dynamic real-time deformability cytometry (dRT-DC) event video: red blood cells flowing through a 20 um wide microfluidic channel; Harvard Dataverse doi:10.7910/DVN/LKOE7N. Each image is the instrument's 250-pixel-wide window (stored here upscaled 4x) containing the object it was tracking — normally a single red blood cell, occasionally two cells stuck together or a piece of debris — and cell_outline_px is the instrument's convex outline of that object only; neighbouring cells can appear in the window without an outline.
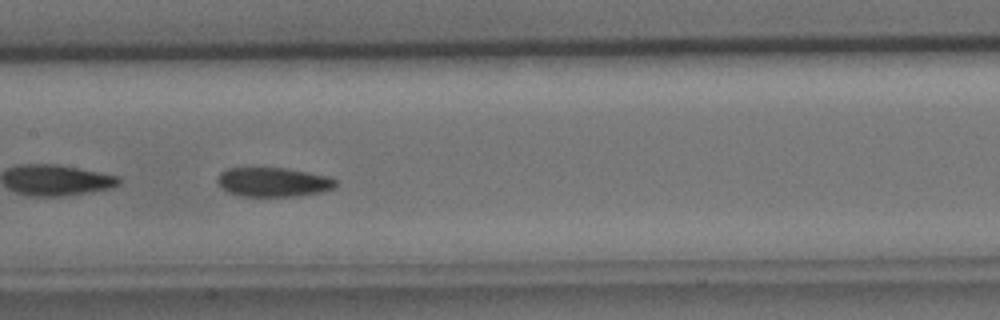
{"species": "common noctule bat (a hibernating species)", "species_latin": "Nyctalus noctula", "temperature_condition": "cold", "stored_images_in_passage": 41, "camera_frame_rate_fps": 3000, "um_per_image_px": 0.085, "animal": {"sex": "male", "body_mass_g": 15.6}, "frame": {"image": 1, "passage_image": 19, "time_ms": 6.0, "image_size_px": [1000, 320], "cell_outline_px": [[336, 184], [332, 188], [324, 192], [300, 196], [240, 196], [228, 192], [216, 180], [220, 172], [228, 168], [284, 168], [328, 176], [336, 180]], "centroid_in_image_um": [23.23, 15.48], "position_along_channel_um": 184.2, "area_um2": 20.06}}